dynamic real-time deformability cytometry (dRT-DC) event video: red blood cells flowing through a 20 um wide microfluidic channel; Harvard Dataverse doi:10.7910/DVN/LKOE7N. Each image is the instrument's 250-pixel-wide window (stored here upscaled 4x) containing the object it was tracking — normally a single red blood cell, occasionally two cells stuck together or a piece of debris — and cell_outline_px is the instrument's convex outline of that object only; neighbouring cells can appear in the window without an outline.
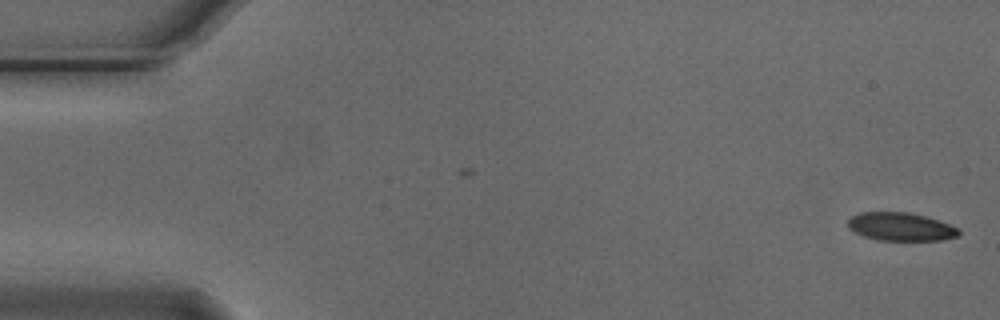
{"species": "Egyptian fruit bat (a non-hibernating species)", "species_latin": "Rousettus aegyptiacus", "temperature_condition": "cold", "stored_images_in_passage": 55, "camera_frame_rate_fps": 3000, "um_per_image_px": 0.085, "animal": {"sex": "male"}, "frame": {"image": 1, "passage_image": 1, "time_ms": 0.0, "image_size_px": [1000, 320], "cell_outline_px": [[960, 232], [956, 236], [940, 240], [876, 240], [864, 236], [848, 228], [848, 220], [852, 216], [860, 212], [908, 212], [924, 216], [960, 228]], "centroid_in_image_um": [76.53, 19.27], "position_along_channel_um": 8.5, "area_um2": 18.03}}
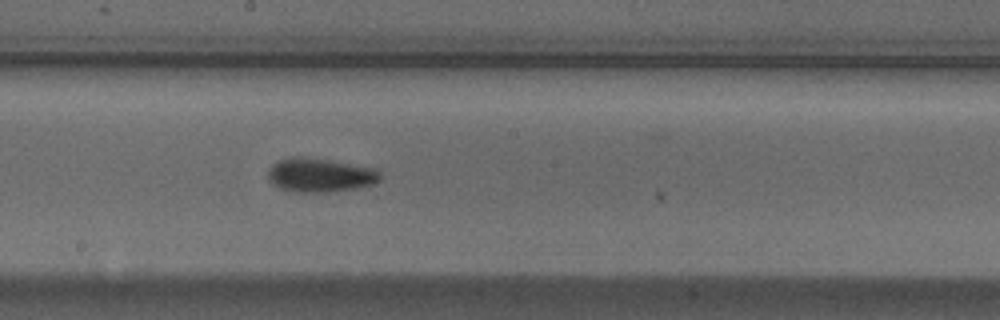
{"frame": {"image": 2, "passage_image": 29, "time_ms": 9.333, "image_size_px": [1000, 320], "cell_outline_px": [[380, 180], [372, 184], [356, 188], [324, 192], [296, 192], [280, 188], [272, 184], [268, 180], [268, 172], [272, 164], [288, 156], [304, 156], [376, 168], [380, 172]], "centroid_in_image_um": [27.17, 14.87], "position_along_channel_um": 221.0, "area_um2": 22.2}}
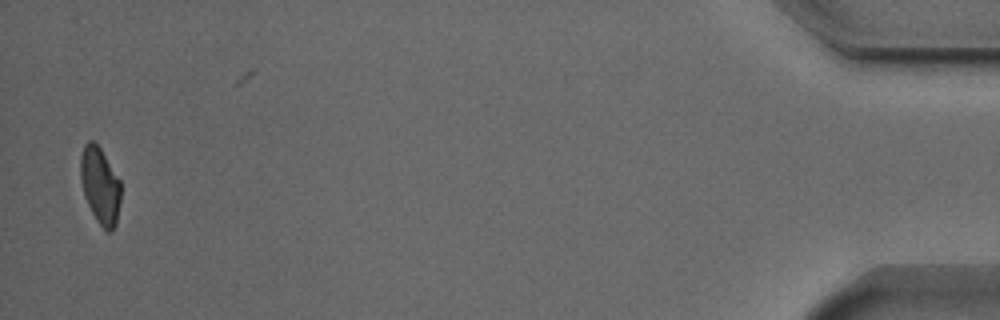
{"frame": {"image": 3, "passage_image": 53, "time_ms": 17.333, "image_size_px": [1000, 320], "cell_outline_px": [[120, 200], [116, 224], [112, 232], [108, 232], [96, 220], [84, 196], [80, 180], [80, 156], [84, 144], [88, 140], [92, 140], [100, 148], [120, 180]], "centroid_in_image_um": [8.49, 15.76], "position_along_channel_um": 426.7, "area_um2": 17.98}, "authors_computed_cell_mechanics": {"area_um2": 19.7676, "velocity_mm_per_s": 3.7542, "shape_relaxation_time_tau1_ms": 2.5707, "shape_relaxation_time_tau2_ms": 2.4231, "deformation_change_tau1": 0.1205, "deformation_change_tau2": 0.0888}}